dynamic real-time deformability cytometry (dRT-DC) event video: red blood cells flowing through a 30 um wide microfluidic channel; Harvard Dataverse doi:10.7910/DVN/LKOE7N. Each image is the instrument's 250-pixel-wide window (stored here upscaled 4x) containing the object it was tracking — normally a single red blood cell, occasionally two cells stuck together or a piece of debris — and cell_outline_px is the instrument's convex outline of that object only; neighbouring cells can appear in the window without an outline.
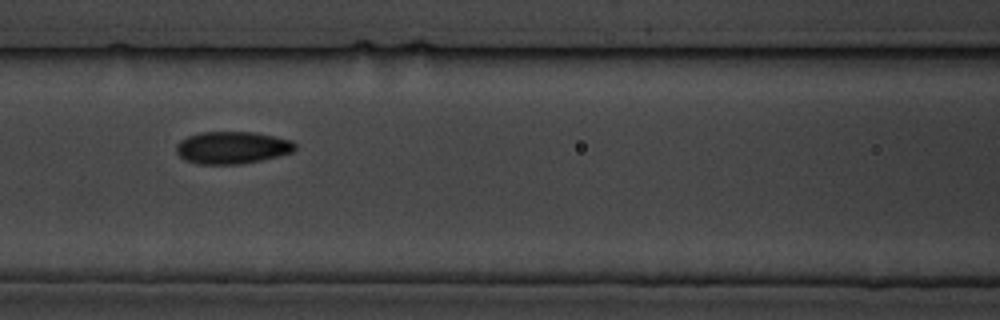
{"species": "common noctule bat (a hibernating species)", "species_latin": "Nyctalus noctula", "temperature_condition": "cold", "stored_images_in_passage": 13, "camera_frame_rate_fps": 3000, "um_per_image_px": 0.085, "animal": {"sex": "male", "body_mass_g": 19.5, "forearm_length_mm": 54.6}, "frame": {"image": 1, "passage_image": 8, "time_ms": 8.667, "image_size_px": [1000, 320], "cell_outline_px": [[296, 148], [292, 152], [260, 160], [240, 164], [200, 164], [184, 160], [176, 152], [176, 144], [180, 140], [188, 136], [200, 132], [252, 132], [292, 140], [296, 144]], "centroid_in_image_um": [19.7, 12.54], "position_along_channel_um": 146.9, "area_um2": 22.25}}
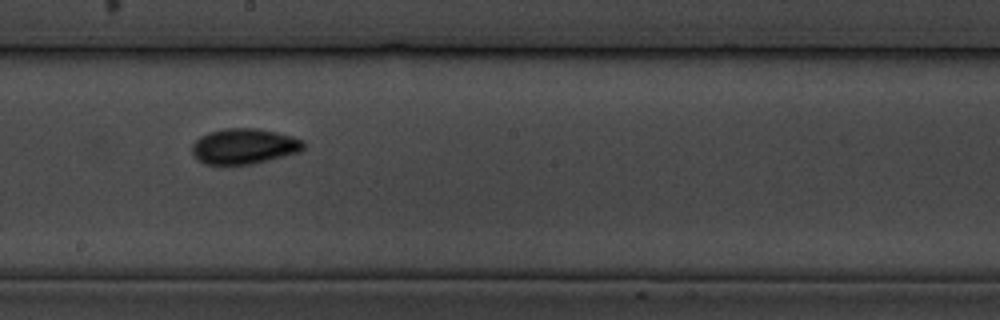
{"frame": {"image": 2, "passage_image": 10, "time_ms": 11.0, "image_size_px": [1000, 320], "cell_outline_px": [[308, 144], [300, 152], [252, 164], [204, 164], [192, 152], [192, 144], [200, 136], [208, 132], [224, 128], [256, 128], [276, 132], [292, 136], [304, 140]], "centroid_in_image_um": [20.79, 12.42], "position_along_channel_um": 227.4, "area_um2": 23.12}}
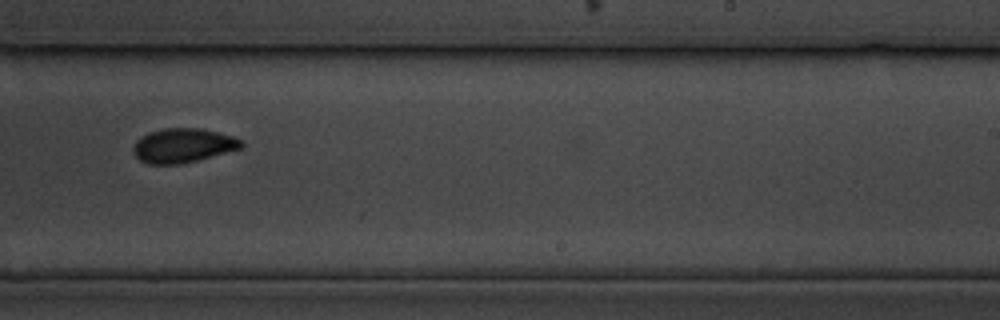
{"frame": {"image": 3, "passage_image": 11, "time_ms": 12.333, "image_size_px": [1000, 320], "cell_outline_px": [[244, 144], [240, 148], [196, 160], [180, 164], [148, 164], [140, 160], [132, 152], [132, 148], [136, 140], [148, 132], [164, 128], [200, 128], [232, 136], [240, 140]], "centroid_in_image_um": [15.49, 12.36], "position_along_channel_um": 273.5, "area_um2": 21.33}}